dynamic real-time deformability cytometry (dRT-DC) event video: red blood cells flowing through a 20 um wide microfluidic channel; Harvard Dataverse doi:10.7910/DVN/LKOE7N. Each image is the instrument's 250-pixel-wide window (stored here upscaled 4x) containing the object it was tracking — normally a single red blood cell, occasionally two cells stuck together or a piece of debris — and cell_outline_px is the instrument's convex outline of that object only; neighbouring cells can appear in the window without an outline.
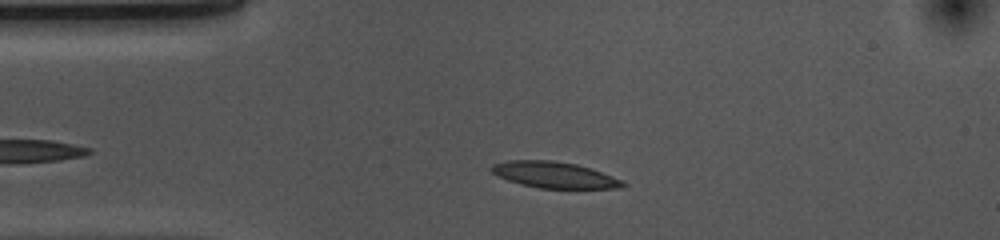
{"species": "common noctule bat (a hibernating species)", "species_latin": "Nyctalus noctula", "temperature_condition": "cold", "stored_images_in_passage": 39, "camera_frame_rate_fps": 3000, "um_per_image_px": 0.085, "animal": {"sex": "female", "body_mass_g": 10.0, "forearm_length_mm": 53.1}, "frame": {"image": 1, "passage_image": 7, "time_ms": 2.0, "image_size_px": [1000, 240], "cell_outline_px": [[628, 184], [624, 188], [540, 188], [520, 184], [508, 180], [492, 172], [488, 168], [492, 164], [508, 160], [552, 160], [576, 164], [592, 168], [624, 180]], "centroid_in_image_um": [47.16, 14.86], "position_along_channel_um": 37.8, "area_um2": 20.23}}
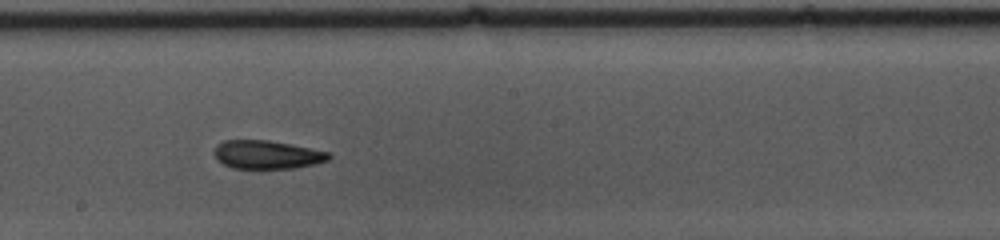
{"frame": {"image": 2, "passage_image": 24, "time_ms": 7.667, "image_size_px": [1000, 240], "cell_outline_px": [[332, 156], [328, 160], [312, 164], [292, 168], [232, 168], [216, 160], [216, 144], [224, 140], [268, 140], [332, 152]], "centroid_in_image_um": [22.71, 13.14], "position_along_channel_um": 225.5, "area_um2": 18.84}}
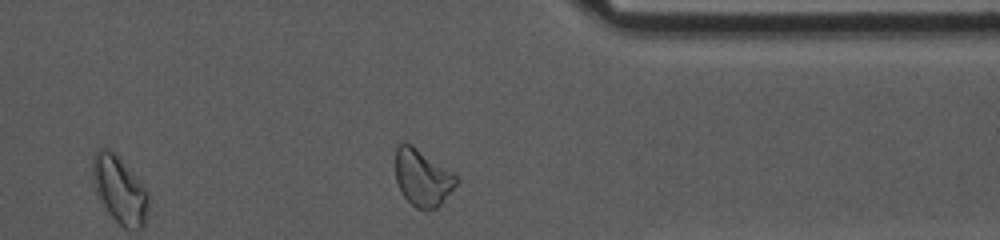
{"frame": {"image": 3, "passage_image": 37, "time_ms": 12.0, "image_size_px": [1000, 240], "cell_outline_px": [[460, 180], [440, 204], [436, 208], [424, 212], [416, 208], [400, 192], [396, 180], [396, 148], [404, 140], [412, 144], [456, 172]], "centroid_in_image_um": [35.94, 15.08], "position_along_channel_um": 375.5, "area_um2": 20.69}, "authors_computed_cell_mechanics": {"area_um2": 19.7676, "velocity_mm_per_s": 3.6702, "shape_relaxation_time_tau1_ms": 7.4932, "shape_relaxation_time_tau2_ms": 4.8771, "deformation_change_tau1": 0.1792, "deformation_change_tau2": 0.1269}}